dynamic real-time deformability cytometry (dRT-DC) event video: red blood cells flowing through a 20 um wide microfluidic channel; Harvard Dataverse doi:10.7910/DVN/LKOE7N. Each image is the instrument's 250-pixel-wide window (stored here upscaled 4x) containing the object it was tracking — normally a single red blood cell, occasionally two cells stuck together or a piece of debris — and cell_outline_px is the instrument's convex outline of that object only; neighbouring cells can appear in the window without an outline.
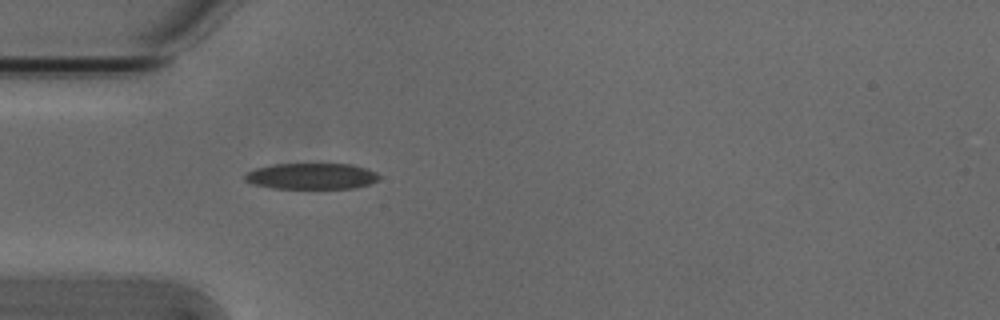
{"species": "Egyptian fruit bat (a non-hibernating species)", "species_latin": "Rousettus aegyptiacus", "temperature_condition": "cold", "stored_images_in_passage": 3, "camera_frame_rate_fps": 3000, "um_per_image_px": 0.085, "animal": {"sex": "male"}, "frame": {"image": 1, "passage_image": 3, "time_ms": 0.667, "image_size_px": [1000, 320], "cell_outline_px": [[380, 180], [356, 188], [272, 188], [252, 184], [244, 180], [244, 176], [248, 172], [256, 168], [276, 164], [352, 164], [376, 172], [380, 176]], "centroid_in_image_um": [26.49, 14.98], "position_along_channel_um": 58.5, "area_um2": 20.35}}